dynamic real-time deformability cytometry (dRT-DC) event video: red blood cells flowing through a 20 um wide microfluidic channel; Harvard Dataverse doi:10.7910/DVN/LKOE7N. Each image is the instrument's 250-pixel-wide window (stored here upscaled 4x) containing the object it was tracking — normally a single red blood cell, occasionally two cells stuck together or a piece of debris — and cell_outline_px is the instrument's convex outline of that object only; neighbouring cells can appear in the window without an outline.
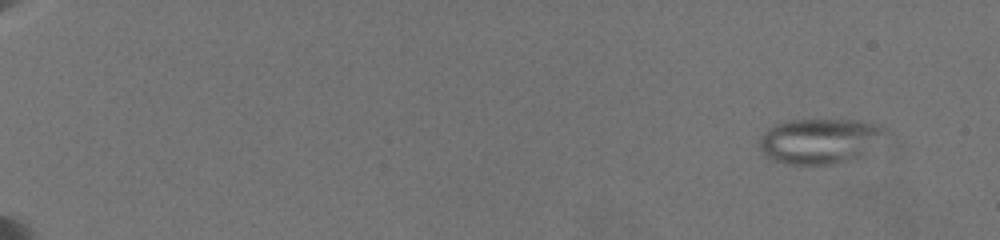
{"species": "common noctule bat (a hibernating species)", "species_latin": "Nyctalus noctula", "temperature_condition": "warm", "stored_images_in_passage": 60, "camera_frame_rate_fps": 3000, "um_per_image_px": 0.085, "animal": {"sex": "female", "body_mass_g": 19.5, "forearm_length_mm": 54.1}, "frame": {"image": 1, "passage_image": 4, "time_ms": 0.667, "image_size_px": [1000, 240], "cell_outline_px": [[892, 136], [864, 156], [832, 164], [784, 164], [772, 160], [764, 156], [760, 148], [760, 136], [764, 132], [780, 124], [792, 120], [856, 120], [872, 124], [884, 128], [892, 132]], "centroid_in_image_um": [69.8, 12.0], "position_along_channel_um": 15.2, "area_um2": 33.7}}
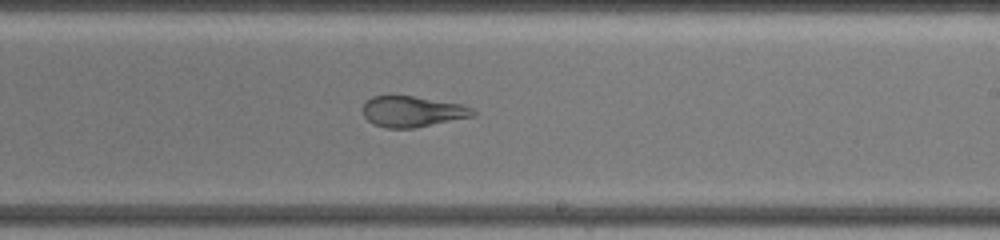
{"frame": {"image": 2, "passage_image": 41, "time_ms": 13.0, "image_size_px": [1000, 240], "cell_outline_px": [[476, 116], [416, 128], [384, 128], [372, 124], [364, 116], [364, 104], [372, 96], [412, 96], [460, 104], [472, 108], [476, 112]], "centroid_in_image_um": [35.08, 9.5], "position_along_channel_um": 253.9, "area_um2": 19.77}}
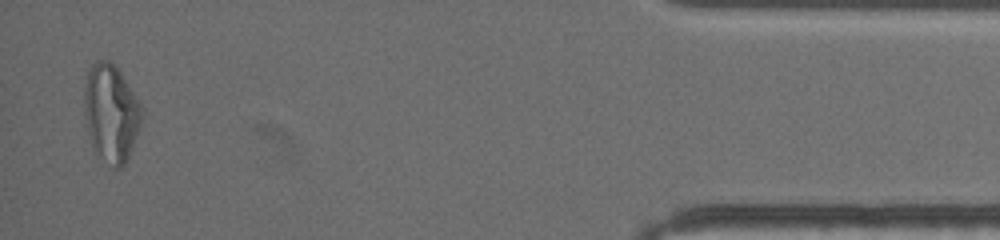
{"frame": {"image": 3, "passage_image": 60, "time_ms": 19.667, "image_size_px": [1000, 240], "cell_outline_px": [[144, 112], [132, 148], [124, 164], [120, 168], [116, 168], [92, 144], [88, 132], [84, 108], [84, 88], [88, 72], [92, 64], [96, 60], [108, 60], [120, 72], [144, 108]], "centroid_in_image_um": [9.46, 9.54], "position_along_channel_um": 425.7, "area_um2": 31.85}, "authors_computed_cell_mechanics": {"area_um2": 28.0908, "velocity_mm_per_s": 3.5202, "shape_relaxation_time_tau1_ms": null, "shape_relaxation_time_tau2_ms": 1.5432, "deformation_change_tau1": null, "deformation_change_tau2": 0.0898}}